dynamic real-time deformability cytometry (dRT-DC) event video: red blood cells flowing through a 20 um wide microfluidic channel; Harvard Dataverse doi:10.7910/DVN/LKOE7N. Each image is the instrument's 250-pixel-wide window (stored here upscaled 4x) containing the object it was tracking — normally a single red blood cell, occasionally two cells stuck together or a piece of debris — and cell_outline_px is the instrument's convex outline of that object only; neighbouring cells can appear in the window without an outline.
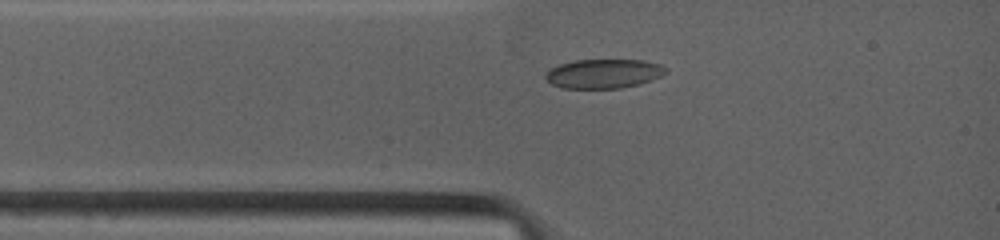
{"species": "common noctule bat (a hibernating species)", "species_latin": "Nyctalus noctula", "temperature_condition": "warm", "stored_images_in_passage": 24, "camera_frame_rate_fps": 4500, "um_per_image_px": 0.085, "animal": {"sex": "female", "body_mass_g": 19.0, "forearm_length_mm": 53.3}, "frame": {"image": 1, "passage_image": 2, "time_ms": 1.111, "image_size_px": [1000, 240], "cell_outline_px": [[668, 72], [652, 80], [640, 84], [620, 88], [564, 88], [552, 84], [544, 76], [548, 68], [560, 64], [576, 60], [644, 60], [660, 64], [668, 68]], "centroid_in_image_um": [51.33, 6.25], "position_along_channel_um": 33.7, "area_um2": 20.58}}
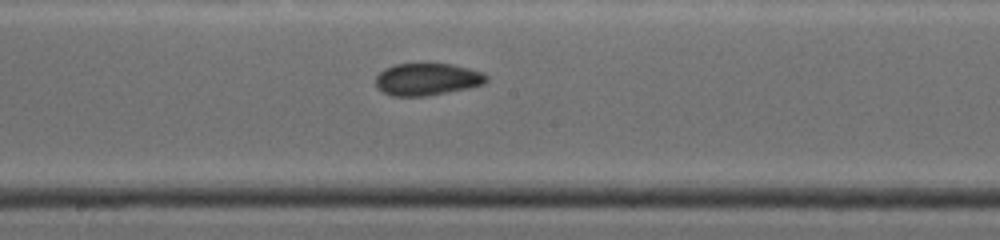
{"frame": {"image": 2, "passage_image": 11, "time_ms": 5.778, "image_size_px": [1000, 240], "cell_outline_px": [[488, 80], [484, 84], [468, 88], [428, 96], [392, 96], [376, 88], [376, 76], [384, 68], [396, 64], [452, 64], [484, 72], [488, 76]], "centroid_in_image_um": [36.32, 6.74], "position_along_channel_um": 211.9, "area_um2": 20.87}}
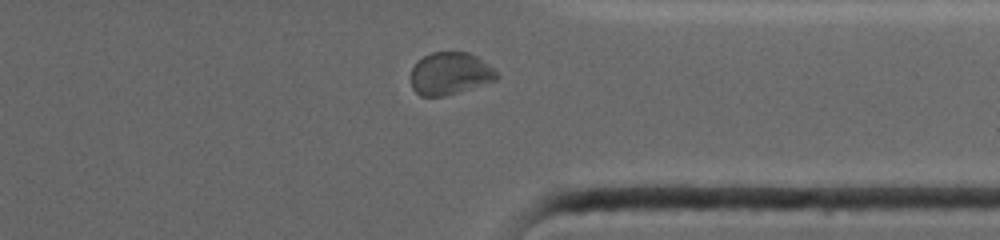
{"frame": {"image": 3, "passage_image": 20, "time_ms": 10.0, "image_size_px": [1000, 240], "cell_outline_px": [[500, 76], [496, 80], [444, 96], [420, 96], [412, 88], [408, 76], [412, 68], [424, 56], [432, 52], [468, 52], [476, 56], [488, 64]], "centroid_in_image_um": [38.21, 6.25], "position_along_channel_um": 373.2, "area_um2": 21.15}, "authors_computed_cell_mechanics": {"area_um2": 21.0392, "velocity_mm_per_s": 3.8675, "shape_relaxation_time_tau1_ms": null, "shape_relaxation_time_tau2_ms": 2.3966, "deformation_change_tau1": null, "deformation_change_tau2": 0.0382}}